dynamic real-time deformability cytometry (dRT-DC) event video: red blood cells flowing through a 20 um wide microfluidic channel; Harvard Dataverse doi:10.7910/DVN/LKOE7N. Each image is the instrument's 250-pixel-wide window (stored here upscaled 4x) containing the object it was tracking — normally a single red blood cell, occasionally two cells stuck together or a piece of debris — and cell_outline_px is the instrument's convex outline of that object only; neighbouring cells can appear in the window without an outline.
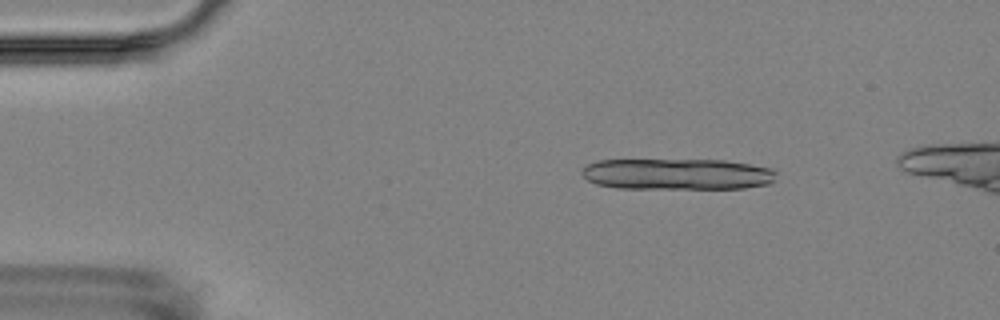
{"species": "Egyptian fruit bat (a non-hibernating species)", "species_latin": "Rousettus aegyptiacus", "temperature_condition": "room temperature", "stored_images_in_passage": 6, "camera_frame_rate_fps": 3000, "um_per_image_px": 0.085, "animal": {"sex": "female"}, "frame": {"image": 1, "passage_image": 3, "time_ms": 2.333, "image_size_px": [1000, 320], "cell_outline_px": [[776, 180], [768, 184], [744, 188], [616, 188], [596, 184], [588, 180], [580, 172], [588, 164], [596, 160], [724, 160], [772, 168], [776, 172]], "centroid_in_image_um": [57.57, 14.8], "position_along_channel_um": 27.4, "area_um2": 35.37}}